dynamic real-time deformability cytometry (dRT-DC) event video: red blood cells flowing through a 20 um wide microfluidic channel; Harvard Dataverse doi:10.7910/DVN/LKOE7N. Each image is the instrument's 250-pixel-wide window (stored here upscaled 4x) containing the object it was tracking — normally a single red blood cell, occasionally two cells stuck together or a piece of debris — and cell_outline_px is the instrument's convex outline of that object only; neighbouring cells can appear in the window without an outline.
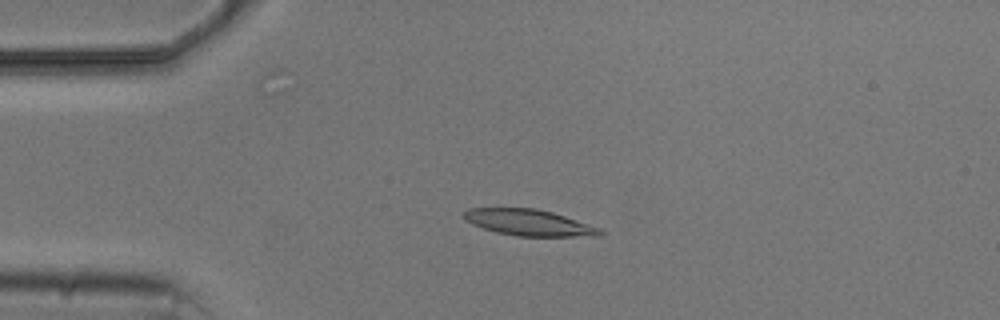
{"species": "common noctule bat (a hibernating species)", "species_latin": "Nyctalus noctula", "temperature_condition": "cold", "stored_images_in_passage": 4, "camera_frame_rate_fps": 3000, "um_per_image_px": 0.085, "animal": {"sex": "male", "body_mass_g": 20.5, "forearm_length_mm": 52.5}, "frame": {"image": 1, "passage_image": 2, "time_ms": 1.333, "image_size_px": [1000, 320], "cell_outline_px": [[604, 232], [600, 236], [516, 236], [496, 232], [472, 224], [464, 220], [460, 216], [468, 208], [536, 208], [552, 212], [600, 228]], "centroid_in_image_um": [44.91, 18.92], "position_along_channel_um": 40.1, "area_um2": 20.81}}
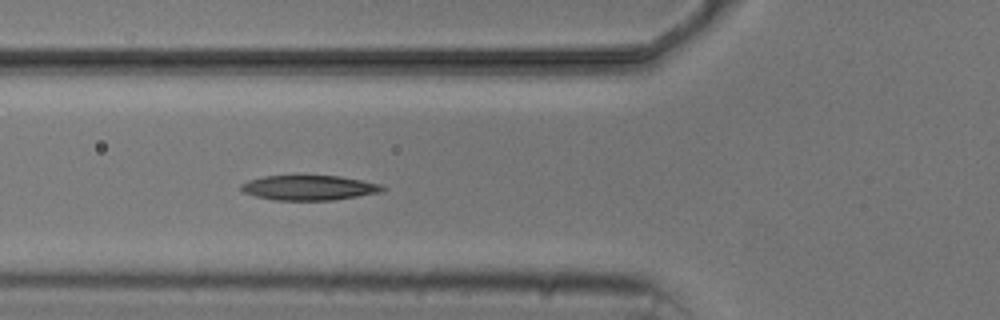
{"frame": {"image": 2, "passage_image": 4, "time_ms": 3.667, "image_size_px": [1000, 320], "cell_outline_px": [[388, 188], [380, 192], [332, 200], [272, 200], [256, 196], [244, 192], [240, 188], [240, 184], [248, 180], [264, 176], [296, 172], [340, 176], [380, 184]], "centroid_in_image_um": [26.21, 15.9], "position_along_channel_um": 99.6, "area_um2": 21.44}}